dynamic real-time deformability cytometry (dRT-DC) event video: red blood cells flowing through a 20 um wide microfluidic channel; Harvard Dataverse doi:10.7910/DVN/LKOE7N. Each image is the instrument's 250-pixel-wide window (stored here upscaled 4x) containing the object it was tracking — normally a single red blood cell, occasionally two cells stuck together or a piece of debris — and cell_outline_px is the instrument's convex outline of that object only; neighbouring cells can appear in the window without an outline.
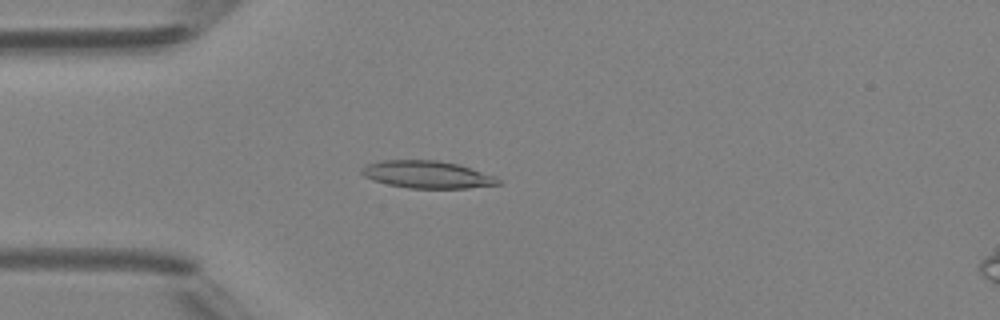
{"species": "Egyptian fruit bat (a non-hibernating species)", "species_latin": "Rousettus aegyptiacus", "temperature_condition": "room temperature", "stored_images_in_passage": 5, "camera_frame_rate_fps": 3000, "um_per_image_px": 0.085, "animal": {"sex": "female"}, "frame": {"image": 1, "passage_image": 5, "time_ms": 4.333, "image_size_px": [1000, 320], "cell_outline_px": [[500, 184], [468, 188], [408, 188], [388, 184], [364, 176], [360, 172], [360, 168], [368, 164], [380, 160], [436, 160], [460, 164], [496, 176], [500, 180]], "centroid_in_image_um": [36.33, 14.83], "position_along_channel_um": 48.7, "area_um2": 21.79}}